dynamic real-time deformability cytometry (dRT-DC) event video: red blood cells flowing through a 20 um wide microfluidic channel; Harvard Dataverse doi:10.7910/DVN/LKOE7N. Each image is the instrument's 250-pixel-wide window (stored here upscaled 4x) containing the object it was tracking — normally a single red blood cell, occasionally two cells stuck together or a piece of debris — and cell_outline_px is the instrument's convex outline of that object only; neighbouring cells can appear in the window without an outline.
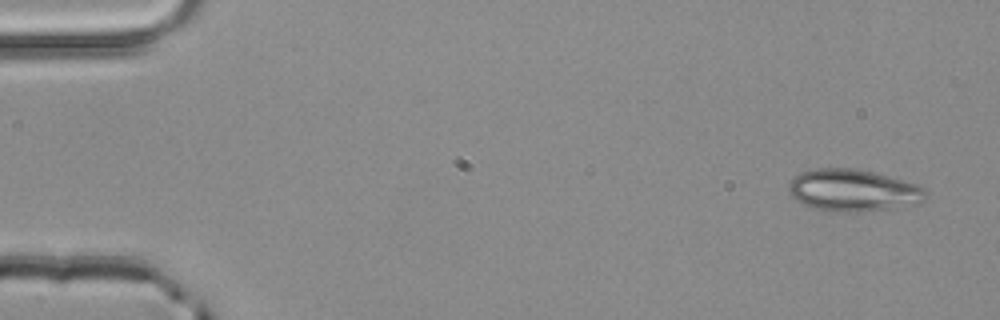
{"species": "common noctule bat (a hibernating species)", "species_latin": "Nyctalus noctula", "temperature_condition": "room temperature", "stored_images_in_passage": 5, "camera_frame_rate_fps": 3000, "um_per_image_px": 0.085, "animal": {"sex": "male", "body_mass_g": 20.4}, "frame": {"image": 1, "passage_image": 1, "time_ms": 0.0, "image_size_px": [1000, 320], "cell_outline_px": [[928, 196], [924, 200], [888, 208], [856, 212], [836, 212], [816, 208], [804, 204], [796, 200], [788, 192], [788, 184], [800, 172], [816, 168], [852, 168], [876, 172], [916, 184], [924, 188], [928, 192]], "centroid_in_image_um": [72.48, 16.16], "position_along_channel_um": 12.5, "area_um2": 33.23}}